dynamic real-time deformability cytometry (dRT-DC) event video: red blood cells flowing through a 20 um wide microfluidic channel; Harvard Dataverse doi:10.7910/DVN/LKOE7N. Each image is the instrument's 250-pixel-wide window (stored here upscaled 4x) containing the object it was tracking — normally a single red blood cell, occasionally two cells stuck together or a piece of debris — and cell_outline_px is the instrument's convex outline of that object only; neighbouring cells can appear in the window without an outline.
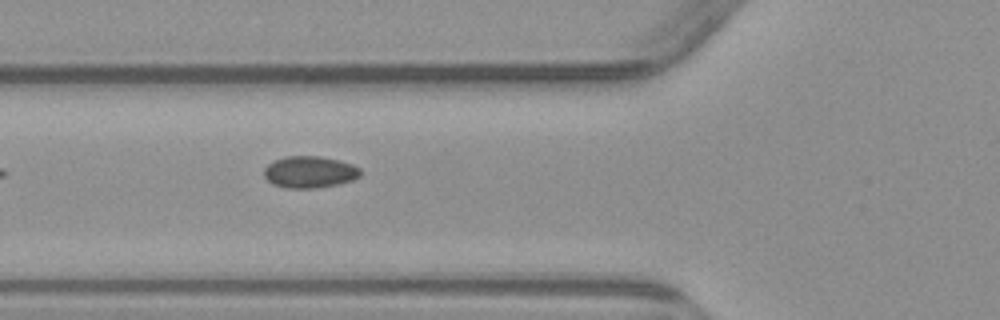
{"species": "common noctule bat (a hibernating species)", "species_latin": "Nyctalus noctula", "temperature_condition": "warm", "stored_images_in_passage": 5, "camera_frame_rate_fps": 3000, "um_per_image_px": 0.085, "animal": {"sex": "male", "body_mass_g": 23.1, "forearm_length_mm": 52.7}, "frame": {"image": 1, "passage_image": 5, "time_ms": 6.333, "image_size_px": [1000, 320], "cell_outline_px": [[360, 176], [352, 180], [340, 184], [316, 188], [284, 188], [272, 184], [264, 176], [264, 168], [268, 164], [284, 156], [320, 156], [340, 160], [352, 164], [360, 168]], "centroid_in_image_um": [26.32, 14.62], "position_along_channel_um": 99.5, "area_um2": 17.98}}